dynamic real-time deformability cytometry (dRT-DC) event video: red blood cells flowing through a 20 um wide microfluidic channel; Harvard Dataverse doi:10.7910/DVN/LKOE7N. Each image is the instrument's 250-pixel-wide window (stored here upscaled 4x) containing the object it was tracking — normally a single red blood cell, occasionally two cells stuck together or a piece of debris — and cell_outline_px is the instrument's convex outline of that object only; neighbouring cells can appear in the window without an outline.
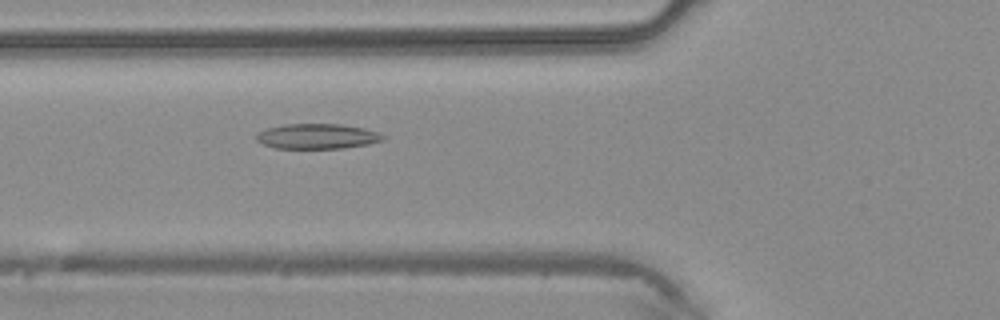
{"species": "common noctule bat (a hibernating species)", "species_latin": "Nyctalus noctula", "temperature_condition": "warm", "stored_images_in_passage": 41, "camera_frame_rate_fps": 3000, "um_per_image_px": 0.085, "animal": {"sex": "male", "body_mass_g": 20.4}, "frame": {"image": 1, "passage_image": 14, "time_ms": 4.333, "image_size_px": [1000, 320], "cell_outline_px": [[388, 136], [384, 140], [368, 144], [344, 148], [276, 148], [264, 144], [256, 140], [256, 132], [268, 128], [284, 124], [340, 124], [364, 128]], "centroid_in_image_um": [26.98, 11.58], "position_along_channel_um": 98.8, "area_um2": 18.55}}
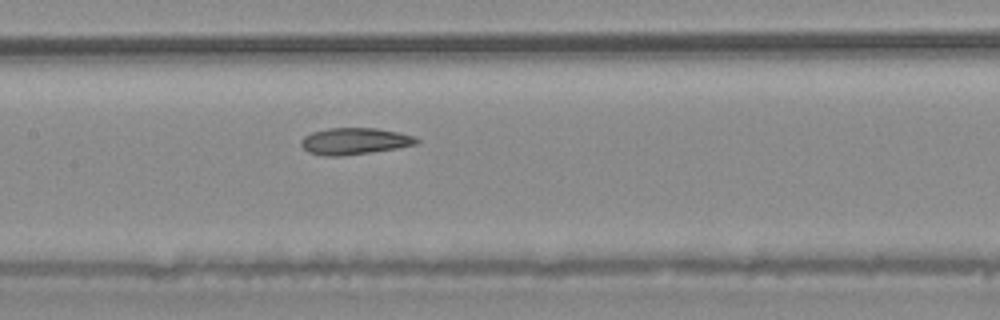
{"frame": {"image": 2, "passage_image": 19, "time_ms": 6.0, "image_size_px": [1000, 320], "cell_outline_px": [[420, 140], [416, 144], [396, 148], [372, 152], [340, 156], [324, 156], [308, 152], [300, 144], [300, 140], [304, 136], [312, 132], [328, 128], [376, 128], [416, 136]], "centroid_in_image_um": [30.12, 12.0], "position_along_channel_um": 177.3, "area_um2": 17.92}}
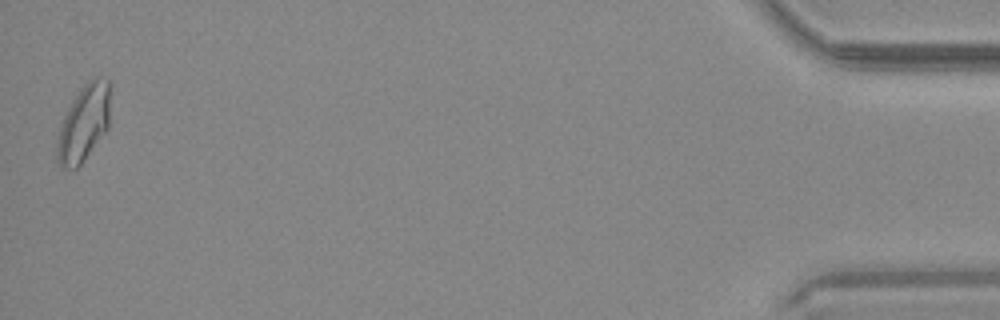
{"frame": {"image": 3, "passage_image": 41, "time_ms": 13.333, "image_size_px": [1000, 320], "cell_outline_px": [[112, 84], [108, 128], [80, 164], [76, 168], [60, 168], [56, 160], [56, 144], [60, 128], [64, 116], [72, 100], [80, 88], [88, 80], [96, 76], [108, 80]], "centroid_in_image_um": [7.14, 10.42], "position_along_channel_um": 428.1, "area_um2": 23.93}}